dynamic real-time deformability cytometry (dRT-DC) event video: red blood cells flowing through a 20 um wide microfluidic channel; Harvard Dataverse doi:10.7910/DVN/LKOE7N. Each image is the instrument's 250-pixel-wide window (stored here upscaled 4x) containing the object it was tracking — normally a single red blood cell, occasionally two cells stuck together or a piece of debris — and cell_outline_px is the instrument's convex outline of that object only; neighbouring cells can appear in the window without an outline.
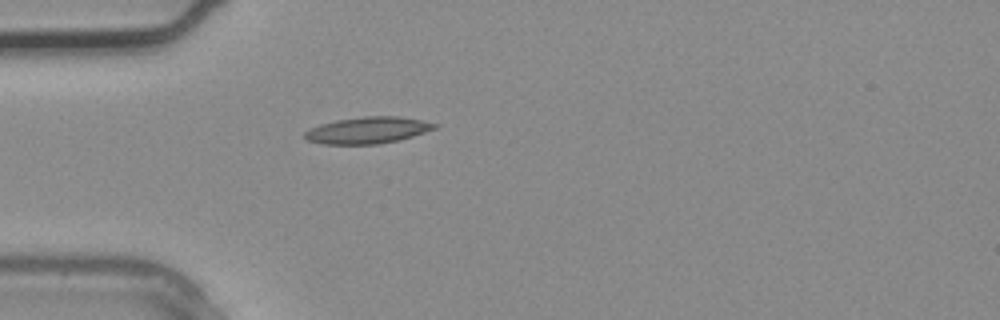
{"species": "common noctule bat (a hibernating species)", "species_latin": "Nyctalus noctula", "temperature_condition": "warm", "stored_images_in_passage": 1, "camera_frame_rate_fps": 3000, "um_per_image_px": 0.085, "animal": {"sex": "male", "body_mass_g": 20.4}, "frame": {"image": 1, "passage_image": 1, "time_ms": 0.0, "image_size_px": [1000, 320], "cell_outline_px": [[440, 124], [436, 128], [400, 140], [380, 144], [320, 144], [308, 140], [304, 136], [304, 132], [320, 124], [336, 120], [364, 116], [396, 116], [420, 120]], "centroid_in_image_um": [31.25, 11.07], "position_along_channel_um": 53.7, "area_um2": 20.06}}